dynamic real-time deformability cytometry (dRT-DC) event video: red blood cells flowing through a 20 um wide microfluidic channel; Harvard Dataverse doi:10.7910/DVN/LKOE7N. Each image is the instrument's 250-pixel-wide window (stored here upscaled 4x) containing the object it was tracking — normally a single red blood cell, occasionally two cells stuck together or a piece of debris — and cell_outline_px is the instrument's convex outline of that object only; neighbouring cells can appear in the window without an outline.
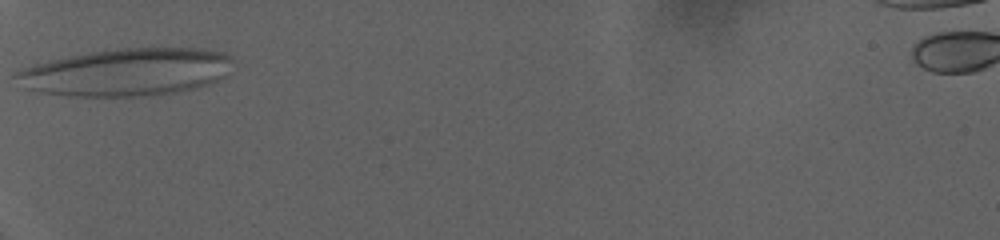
{"species": "human", "species_latin": "Homo sapiens", "temperature_condition": "warm", "stored_images_in_passage": 14, "camera_frame_rate_fps": 3000, "um_per_image_px": 0.085, "donor": {"sex": "female"}, "frame": {"image": 1, "passage_image": 1, "time_ms": 0.0, "image_size_px": [1000, 240], "cell_outline_px": [[224, 60], [220, 76], [216, 80], [196, 88], [160, 96], [76, 96], [44, 92], [28, 88], [16, 76], [16, 72], [24, 68], [36, 64], [68, 56], [92, 52], [120, 48], [192, 48], [220, 52], [224, 56]], "centroid_in_image_um": [10.66, 6.15], "position_along_channel_um": 74.3, "area_um2": 58.03}}